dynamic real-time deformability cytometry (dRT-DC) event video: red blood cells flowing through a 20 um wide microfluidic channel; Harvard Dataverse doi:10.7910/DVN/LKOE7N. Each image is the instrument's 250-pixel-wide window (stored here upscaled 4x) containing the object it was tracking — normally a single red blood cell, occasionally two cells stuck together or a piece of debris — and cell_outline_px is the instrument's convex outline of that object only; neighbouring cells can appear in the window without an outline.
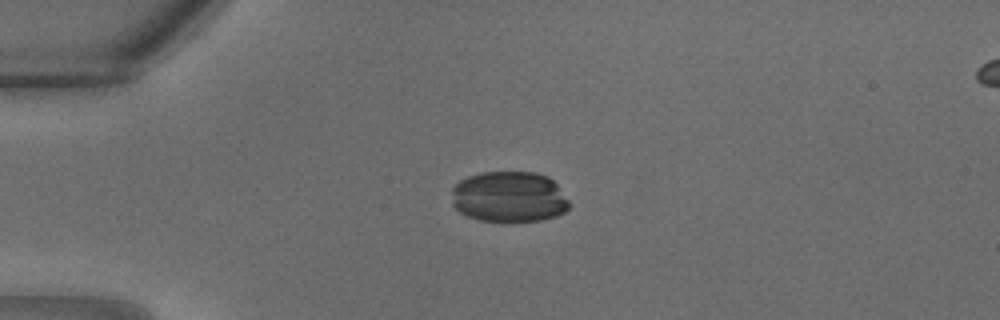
{"species": "common noctule bat (a hibernating species)", "species_latin": "Nyctalus noctula", "temperature_condition": "warm", "stored_images_in_passage": 7, "camera_frame_rate_fps": 3000, "um_per_image_px": 0.085, "animal": {"sex": "male", "body_mass_g": 18.8}, "frame": {"image": 1, "passage_image": 1, "time_ms": 0.0, "image_size_px": [1000, 320], "cell_outline_px": [[572, 204], [564, 212], [556, 216], [540, 220], [480, 220], [468, 216], [460, 212], [452, 204], [452, 188], [460, 180], [468, 176], [480, 172], [536, 172], [548, 176], [556, 184]], "centroid_in_image_um": [43.28, 16.71], "position_along_channel_um": 41.7, "area_um2": 34.74}}